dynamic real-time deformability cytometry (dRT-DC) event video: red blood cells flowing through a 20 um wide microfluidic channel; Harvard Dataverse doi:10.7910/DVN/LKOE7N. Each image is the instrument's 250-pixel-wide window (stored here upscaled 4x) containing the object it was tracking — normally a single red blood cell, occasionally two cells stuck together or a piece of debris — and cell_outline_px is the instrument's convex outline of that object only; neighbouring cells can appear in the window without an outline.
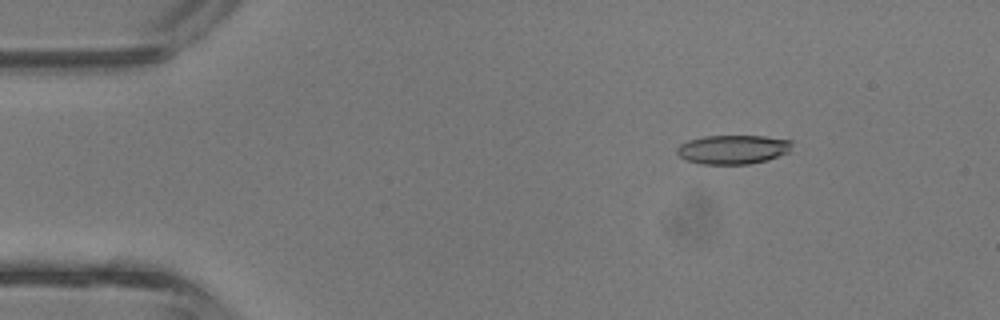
{"species": "common noctule bat (a hibernating species)", "species_latin": "Nyctalus noctula", "temperature_condition": "room temperature", "stored_images_in_passage": 4, "camera_frame_rate_fps": 3000, "um_per_image_px": 0.085, "animal": {"sex": "male", "body_mass_g": 13.3}, "frame": {"image": 1, "passage_image": 1, "time_ms": 0.0, "image_size_px": [1000, 320], "cell_outline_px": [[792, 144], [788, 152], [768, 160], [748, 164], [700, 164], [688, 160], [680, 156], [676, 152], [676, 148], [680, 144], [688, 140], [704, 136], [764, 136], [792, 140]], "centroid_in_image_um": [62.29, 12.7], "position_along_channel_um": 22.7, "area_um2": 19.48}}
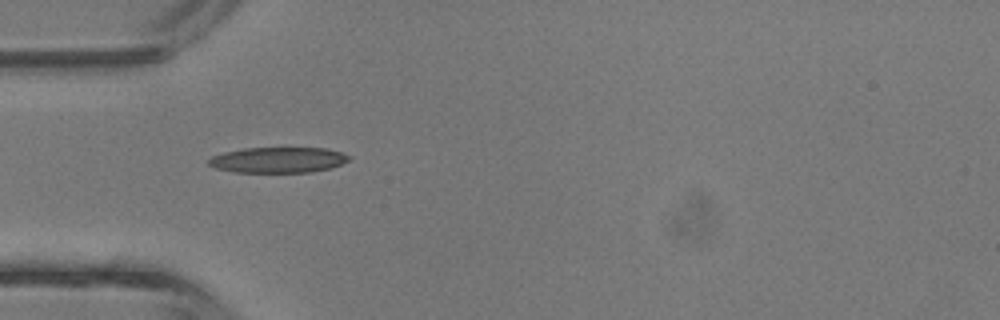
{"frame": {"image": 2, "passage_image": 3, "time_ms": 0.667, "image_size_px": [1000, 320], "cell_outline_px": [[352, 156], [348, 160], [332, 168], [312, 172], [232, 172], [216, 168], [208, 164], [208, 160], [212, 156], [224, 152], [244, 148], [328, 148]], "centroid_in_image_um": [23.65, 13.59], "position_along_channel_um": 61.4, "area_um2": 20.98}}
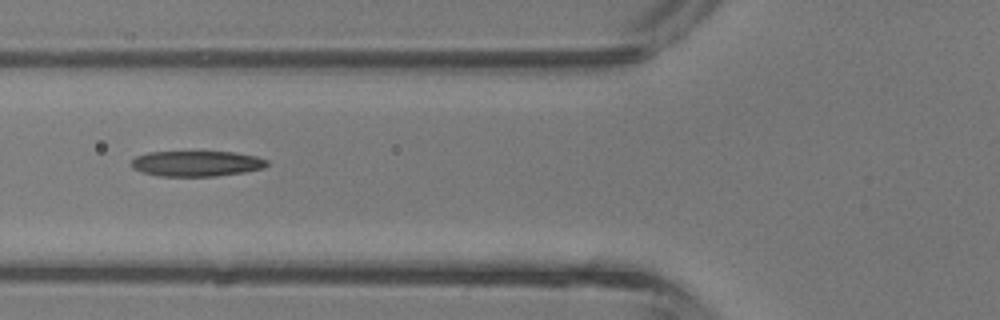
{"frame": {"image": 3, "passage_image": 4, "time_ms": 1.0, "image_size_px": [1000, 320], "cell_outline_px": [[268, 164], [264, 168], [244, 172], [216, 176], [160, 176], [144, 172], [132, 168], [132, 160], [136, 156], [148, 152], [236, 152], [256, 156], [268, 160]], "centroid_in_image_um": [16.74, 13.9], "position_along_channel_um": 109.1, "area_um2": 20.11}}